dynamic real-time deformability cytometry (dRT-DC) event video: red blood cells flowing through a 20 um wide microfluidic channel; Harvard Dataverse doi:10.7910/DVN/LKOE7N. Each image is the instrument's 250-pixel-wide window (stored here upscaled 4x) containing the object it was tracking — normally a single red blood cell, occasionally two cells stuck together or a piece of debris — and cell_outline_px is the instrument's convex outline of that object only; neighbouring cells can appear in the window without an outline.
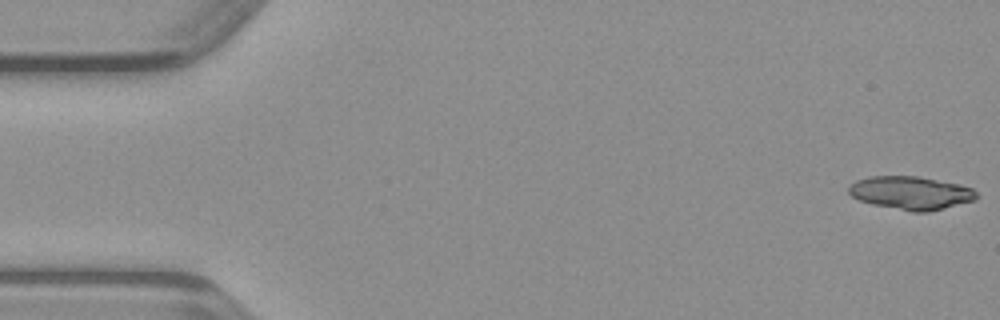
{"species": "common noctule bat (a hibernating species)", "species_latin": "Nyctalus noctula", "temperature_condition": "warm", "stored_images_in_passage": 49, "segment_of_instrument_passage": [1, 2], "camera_frame_rate_fps": 3000, "um_per_image_px": 0.085, "animal": {"sex": "male", "body_mass_g": 23.1, "forearm_length_mm": 52.7}, "frame": {"image": 1, "passage_image": 1, "time_ms": 0.0, "image_size_px": [1000, 320], "cell_outline_px": [[980, 196], [976, 200], [928, 212], [912, 212], [872, 204], [860, 200], [852, 196], [848, 192], [848, 188], [856, 180], [868, 176], [916, 176], [956, 184], [972, 188]], "centroid_in_image_um": [77.42, 16.4], "position_along_channel_um": 7.6, "area_um2": 24.62}}
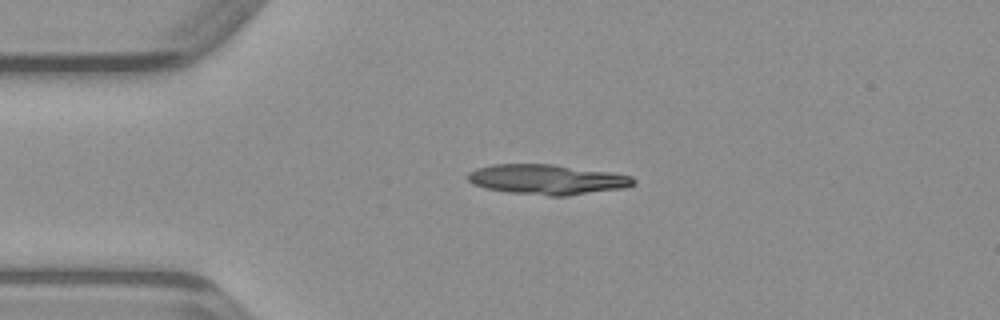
{"frame": {"image": 2, "passage_image": 11, "time_ms": 3.333, "image_size_px": [1000, 320], "cell_outline_px": [[636, 184], [624, 188], [568, 196], [548, 196], [508, 192], [484, 188], [472, 184], [468, 180], [468, 172], [476, 168], [492, 164], [552, 164], [608, 172], [632, 176], [636, 180]], "centroid_in_image_um": [46.49, 15.26], "position_along_channel_um": 38.5, "area_um2": 29.13}}